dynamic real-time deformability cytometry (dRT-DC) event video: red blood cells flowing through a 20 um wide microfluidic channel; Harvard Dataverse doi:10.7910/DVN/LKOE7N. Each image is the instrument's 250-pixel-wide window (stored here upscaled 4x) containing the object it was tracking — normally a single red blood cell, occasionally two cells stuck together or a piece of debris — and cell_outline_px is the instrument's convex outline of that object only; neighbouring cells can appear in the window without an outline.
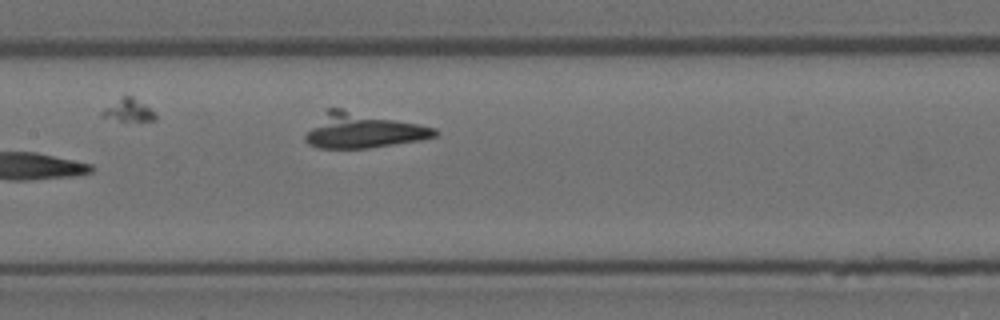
{"species": "Egyptian fruit bat (a non-hibernating species)", "species_latin": "Rousettus aegyptiacus", "temperature_condition": "room temperature", "stored_images_in_passage": 8, "camera_frame_rate_fps": 3000, "um_per_image_px": 0.085, "animal": {"sex": "female"}, "frame": {"image": 1, "passage_image": 8, "time_ms": 2.333, "image_size_px": [1000, 320], "cell_outline_px": [[440, 132], [436, 136], [420, 140], [368, 148], [316, 148], [308, 144], [304, 140], [304, 136], [328, 108], [340, 108], [436, 128]], "centroid_in_image_um": [30.84, 11.11], "position_along_channel_um": 176.6, "area_um2": 25.95}}